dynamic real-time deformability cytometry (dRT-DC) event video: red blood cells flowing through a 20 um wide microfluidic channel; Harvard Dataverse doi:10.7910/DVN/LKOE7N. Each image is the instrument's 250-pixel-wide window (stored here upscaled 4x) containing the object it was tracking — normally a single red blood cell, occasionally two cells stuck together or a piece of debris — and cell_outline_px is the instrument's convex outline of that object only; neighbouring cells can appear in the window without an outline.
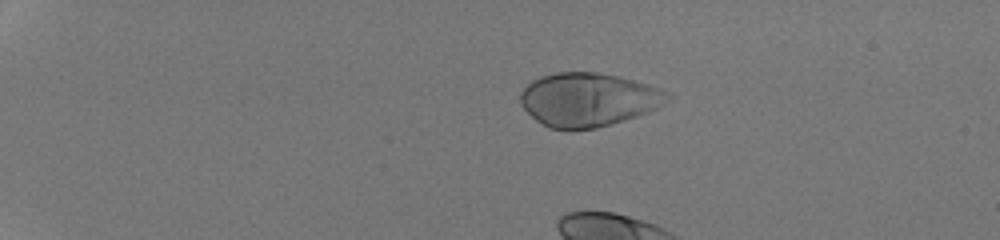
{"species": "human", "species_latin": "Homo sapiens", "temperature_condition": "room temperature", "stored_images_in_passage": 11, "camera_frame_rate_fps": 3000, "um_per_image_px": 0.085, "donor": {"sex": "male"}, "frame": {"image": 1, "passage_image": 4, "time_ms": 1.0, "image_size_px": [1000, 240], "cell_outline_px": [[676, 96], [672, 100], [648, 112], [612, 124], [596, 128], [548, 128], [536, 120], [520, 104], [520, 92], [532, 80], [540, 76], [556, 72], [596, 72], [616, 76], [648, 84], [672, 92]], "centroid_in_image_um": [50.05, 8.45], "position_along_channel_um": 34.9, "area_um2": 46.07}}